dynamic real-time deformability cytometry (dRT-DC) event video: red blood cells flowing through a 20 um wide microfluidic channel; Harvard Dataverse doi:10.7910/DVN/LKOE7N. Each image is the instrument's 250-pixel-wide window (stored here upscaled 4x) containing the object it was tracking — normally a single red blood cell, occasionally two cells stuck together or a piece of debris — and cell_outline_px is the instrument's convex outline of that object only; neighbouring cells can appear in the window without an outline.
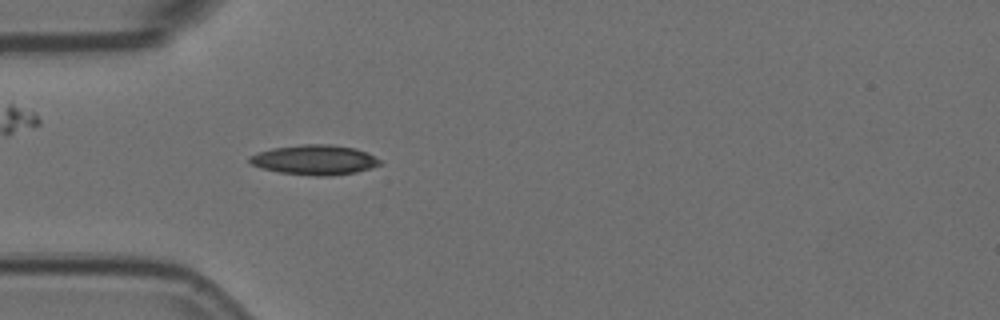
{"species": "Egyptian fruit bat (a non-hibernating species)", "species_latin": "Rousettus aegyptiacus", "temperature_condition": "room temperature", "stored_images_in_passage": 6, "camera_frame_rate_fps": 3000, "um_per_image_px": 0.085, "animal": {"sex": "female"}, "frame": {"image": 1, "passage_image": 6, "time_ms": 1.667, "image_size_px": [1000, 320], "cell_outline_px": [[380, 164], [372, 168], [356, 172], [328, 176], [316, 176], [280, 172], [260, 168], [252, 164], [248, 160], [248, 156], [272, 148], [300, 144], [332, 144], [356, 148], [368, 152], [380, 160]], "centroid_in_image_um": [26.75, 13.58], "position_along_channel_um": 58.2, "area_um2": 22.77}}